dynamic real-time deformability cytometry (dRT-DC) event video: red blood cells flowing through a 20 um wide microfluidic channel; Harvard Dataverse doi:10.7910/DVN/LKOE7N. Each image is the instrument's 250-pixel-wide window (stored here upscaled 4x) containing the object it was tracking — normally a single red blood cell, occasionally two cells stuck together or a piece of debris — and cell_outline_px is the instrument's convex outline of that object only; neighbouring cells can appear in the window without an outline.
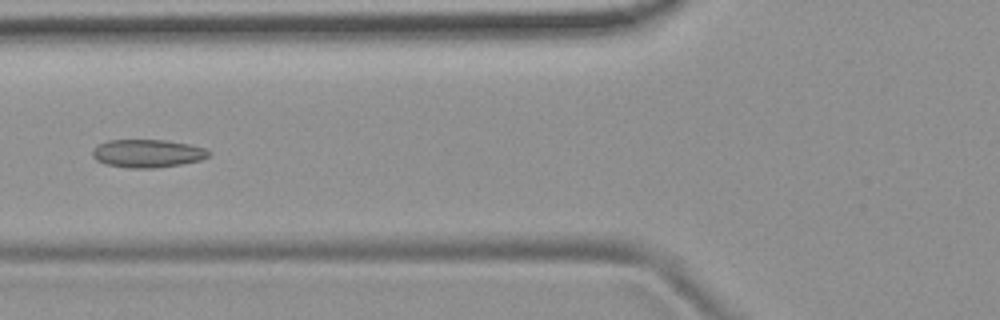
{"species": "common noctule bat (a hibernating species)", "species_latin": "Nyctalus noctula", "temperature_condition": "room temperature", "stored_images_in_passage": 6, "camera_frame_rate_fps": 3000, "um_per_image_px": 0.085, "animal": {"sex": "female", "body_mass_g": 19.9}, "frame": {"image": 1, "passage_image": 2, "time_ms": 1.333, "image_size_px": [1000, 320], "cell_outline_px": [[212, 152], [208, 156], [200, 160], [180, 164], [156, 168], [128, 168], [108, 164], [96, 160], [92, 156], [92, 148], [108, 140], [164, 140], [188, 144], [204, 148]], "centroid_in_image_um": [12.52, 13.04], "position_along_channel_um": 113.3, "area_um2": 18.9}}
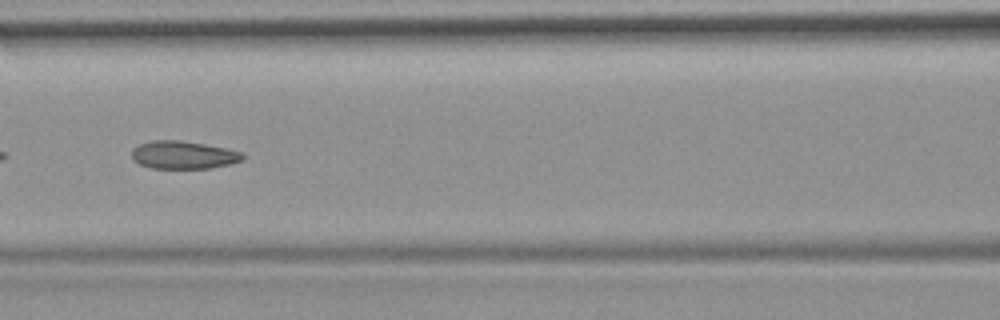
{"frame": {"image": 2, "passage_image": 3, "time_ms": 2.333, "image_size_px": [1000, 320], "cell_outline_px": [[244, 160], [228, 164], [208, 168], [152, 168], [140, 164], [132, 156], [132, 148], [140, 144], [152, 140], [180, 140], [228, 148], [244, 152]], "centroid_in_image_um": [15.62, 13.16], "position_along_channel_um": 151.0, "area_um2": 17.98}}
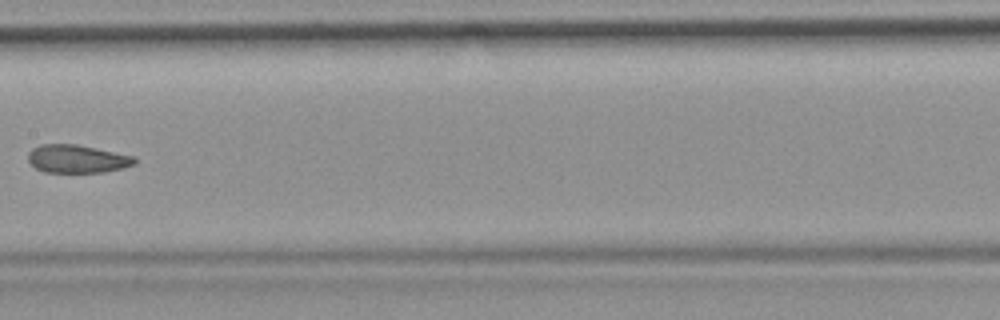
{"frame": {"image": 3, "passage_image": 4, "time_ms": 3.667, "image_size_px": [1000, 320], "cell_outline_px": [[136, 164], [104, 172], [44, 172], [36, 168], [28, 160], [28, 152], [32, 148], [40, 144], [76, 144], [96, 148], [132, 156], [136, 160]], "centroid_in_image_um": [6.51, 13.5], "position_along_channel_um": 200.9, "area_um2": 17.28}}